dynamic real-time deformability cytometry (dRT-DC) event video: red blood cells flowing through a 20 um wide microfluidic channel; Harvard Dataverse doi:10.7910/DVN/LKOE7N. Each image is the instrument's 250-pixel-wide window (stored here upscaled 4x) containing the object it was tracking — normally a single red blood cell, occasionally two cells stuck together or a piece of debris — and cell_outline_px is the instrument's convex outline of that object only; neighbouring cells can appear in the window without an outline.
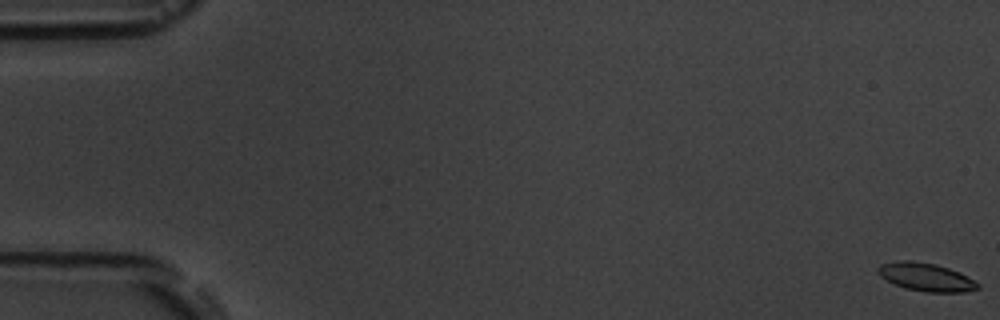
{"species": "common noctule bat (a hibernating species)", "species_latin": "Nyctalus noctula", "temperature_condition": "room temperature", "stored_images_in_passage": 5, "camera_frame_rate_fps": 3000, "um_per_image_px": 0.085, "animal": {"sex": "male", "body_mass_g": 19.5, "forearm_length_mm": 54.6}, "frame": {"image": 1, "passage_image": 1, "time_ms": 0.0, "image_size_px": [1000, 320], "cell_outline_px": [[980, 288], [964, 292], [924, 292], [904, 288], [880, 276], [880, 264], [896, 260], [912, 260], [936, 264], [960, 272], [980, 284]], "centroid_in_image_um": [78.75, 23.55], "position_along_channel_um": 6.3, "area_um2": 16.3}}